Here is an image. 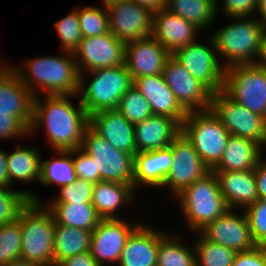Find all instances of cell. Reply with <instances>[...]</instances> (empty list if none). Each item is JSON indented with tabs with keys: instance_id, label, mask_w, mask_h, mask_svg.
<instances>
[{
	"instance_id": "cell-6",
	"label": "cell",
	"mask_w": 266,
	"mask_h": 266,
	"mask_svg": "<svg viewBox=\"0 0 266 266\" xmlns=\"http://www.w3.org/2000/svg\"><path fill=\"white\" fill-rule=\"evenodd\" d=\"M88 72V75L92 76L91 82L86 85L85 75L81 73L77 95L88 116L104 110L117 109L122 95L133 85L126 65L99 68Z\"/></svg>"
},
{
	"instance_id": "cell-35",
	"label": "cell",
	"mask_w": 266,
	"mask_h": 266,
	"mask_svg": "<svg viewBox=\"0 0 266 266\" xmlns=\"http://www.w3.org/2000/svg\"><path fill=\"white\" fill-rule=\"evenodd\" d=\"M197 242L194 243L196 252V266H232L237 252L212 243L199 234Z\"/></svg>"
},
{
	"instance_id": "cell-4",
	"label": "cell",
	"mask_w": 266,
	"mask_h": 266,
	"mask_svg": "<svg viewBox=\"0 0 266 266\" xmlns=\"http://www.w3.org/2000/svg\"><path fill=\"white\" fill-rule=\"evenodd\" d=\"M45 204L29 202L18 215L22 231L20 258L54 266L55 218Z\"/></svg>"
},
{
	"instance_id": "cell-14",
	"label": "cell",
	"mask_w": 266,
	"mask_h": 266,
	"mask_svg": "<svg viewBox=\"0 0 266 266\" xmlns=\"http://www.w3.org/2000/svg\"><path fill=\"white\" fill-rule=\"evenodd\" d=\"M125 46L111 32L95 37H82L73 53L80 74L99 68L122 66L125 64Z\"/></svg>"
},
{
	"instance_id": "cell-10",
	"label": "cell",
	"mask_w": 266,
	"mask_h": 266,
	"mask_svg": "<svg viewBox=\"0 0 266 266\" xmlns=\"http://www.w3.org/2000/svg\"><path fill=\"white\" fill-rule=\"evenodd\" d=\"M196 41L176 50L171 55L211 93L223 91L226 68L223 65L220 66L217 60L215 53L218 55V52L212 37L208 39L209 46Z\"/></svg>"
},
{
	"instance_id": "cell-1",
	"label": "cell",
	"mask_w": 266,
	"mask_h": 266,
	"mask_svg": "<svg viewBox=\"0 0 266 266\" xmlns=\"http://www.w3.org/2000/svg\"><path fill=\"white\" fill-rule=\"evenodd\" d=\"M75 96H46L45 103L39 96L34 97L29 134L33 136L34 131H39L38 128L43 125L47 142L54 151L81 148L85 129L89 126V116L80 101L78 107L71 103V98Z\"/></svg>"
},
{
	"instance_id": "cell-38",
	"label": "cell",
	"mask_w": 266,
	"mask_h": 266,
	"mask_svg": "<svg viewBox=\"0 0 266 266\" xmlns=\"http://www.w3.org/2000/svg\"><path fill=\"white\" fill-rule=\"evenodd\" d=\"M117 110L134 125L153 115L149 102L133 85L122 95Z\"/></svg>"
},
{
	"instance_id": "cell-16",
	"label": "cell",
	"mask_w": 266,
	"mask_h": 266,
	"mask_svg": "<svg viewBox=\"0 0 266 266\" xmlns=\"http://www.w3.org/2000/svg\"><path fill=\"white\" fill-rule=\"evenodd\" d=\"M239 216L234 209L208 223L200 233L206 240L223 245L237 253L248 251L257 246L253 240L246 214Z\"/></svg>"
},
{
	"instance_id": "cell-37",
	"label": "cell",
	"mask_w": 266,
	"mask_h": 266,
	"mask_svg": "<svg viewBox=\"0 0 266 266\" xmlns=\"http://www.w3.org/2000/svg\"><path fill=\"white\" fill-rule=\"evenodd\" d=\"M22 231L19 218L0 225V266L20 259Z\"/></svg>"
},
{
	"instance_id": "cell-46",
	"label": "cell",
	"mask_w": 266,
	"mask_h": 266,
	"mask_svg": "<svg viewBox=\"0 0 266 266\" xmlns=\"http://www.w3.org/2000/svg\"><path fill=\"white\" fill-rule=\"evenodd\" d=\"M232 266H266V253L257 245L251 250L237 253Z\"/></svg>"
},
{
	"instance_id": "cell-39",
	"label": "cell",
	"mask_w": 266,
	"mask_h": 266,
	"mask_svg": "<svg viewBox=\"0 0 266 266\" xmlns=\"http://www.w3.org/2000/svg\"><path fill=\"white\" fill-rule=\"evenodd\" d=\"M102 8L96 6L81 8L78 6V19L82 37H95L110 32L106 5H103Z\"/></svg>"
},
{
	"instance_id": "cell-31",
	"label": "cell",
	"mask_w": 266,
	"mask_h": 266,
	"mask_svg": "<svg viewBox=\"0 0 266 266\" xmlns=\"http://www.w3.org/2000/svg\"><path fill=\"white\" fill-rule=\"evenodd\" d=\"M17 145L15 150L7 153V172L12 184L14 180L40 181L41 155L35 148Z\"/></svg>"
},
{
	"instance_id": "cell-43",
	"label": "cell",
	"mask_w": 266,
	"mask_h": 266,
	"mask_svg": "<svg viewBox=\"0 0 266 266\" xmlns=\"http://www.w3.org/2000/svg\"><path fill=\"white\" fill-rule=\"evenodd\" d=\"M72 156H77L75 158L73 157V164L79 179L94 184L101 182L100 175H96V165L93 158L81 148L73 149Z\"/></svg>"
},
{
	"instance_id": "cell-5",
	"label": "cell",
	"mask_w": 266,
	"mask_h": 266,
	"mask_svg": "<svg viewBox=\"0 0 266 266\" xmlns=\"http://www.w3.org/2000/svg\"><path fill=\"white\" fill-rule=\"evenodd\" d=\"M191 232H199L230 208L220 191L213 170L193 182L177 196Z\"/></svg>"
},
{
	"instance_id": "cell-17",
	"label": "cell",
	"mask_w": 266,
	"mask_h": 266,
	"mask_svg": "<svg viewBox=\"0 0 266 266\" xmlns=\"http://www.w3.org/2000/svg\"><path fill=\"white\" fill-rule=\"evenodd\" d=\"M139 222H127L119 218L101 219L92 231L90 252L97 263H117L120 260L125 242Z\"/></svg>"
},
{
	"instance_id": "cell-50",
	"label": "cell",
	"mask_w": 266,
	"mask_h": 266,
	"mask_svg": "<svg viewBox=\"0 0 266 266\" xmlns=\"http://www.w3.org/2000/svg\"><path fill=\"white\" fill-rule=\"evenodd\" d=\"M7 166V152L0 149V187L10 188L13 185L10 183Z\"/></svg>"
},
{
	"instance_id": "cell-51",
	"label": "cell",
	"mask_w": 266,
	"mask_h": 266,
	"mask_svg": "<svg viewBox=\"0 0 266 266\" xmlns=\"http://www.w3.org/2000/svg\"><path fill=\"white\" fill-rule=\"evenodd\" d=\"M257 64L266 67V28L262 35L261 52Z\"/></svg>"
},
{
	"instance_id": "cell-29",
	"label": "cell",
	"mask_w": 266,
	"mask_h": 266,
	"mask_svg": "<svg viewBox=\"0 0 266 266\" xmlns=\"http://www.w3.org/2000/svg\"><path fill=\"white\" fill-rule=\"evenodd\" d=\"M49 203L55 224L93 231L102 219L92 203Z\"/></svg>"
},
{
	"instance_id": "cell-12",
	"label": "cell",
	"mask_w": 266,
	"mask_h": 266,
	"mask_svg": "<svg viewBox=\"0 0 266 266\" xmlns=\"http://www.w3.org/2000/svg\"><path fill=\"white\" fill-rule=\"evenodd\" d=\"M169 146L172 149L173 162L162 188L168 187L175 197L211 170L202 161L192 142L182 131Z\"/></svg>"
},
{
	"instance_id": "cell-7",
	"label": "cell",
	"mask_w": 266,
	"mask_h": 266,
	"mask_svg": "<svg viewBox=\"0 0 266 266\" xmlns=\"http://www.w3.org/2000/svg\"><path fill=\"white\" fill-rule=\"evenodd\" d=\"M181 131L192 142L202 161L213 170L221 161L230 133L212 109L188 112Z\"/></svg>"
},
{
	"instance_id": "cell-24",
	"label": "cell",
	"mask_w": 266,
	"mask_h": 266,
	"mask_svg": "<svg viewBox=\"0 0 266 266\" xmlns=\"http://www.w3.org/2000/svg\"><path fill=\"white\" fill-rule=\"evenodd\" d=\"M172 149L170 146L153 151L137 152L134 155L133 188L139 186L163 187L171 169Z\"/></svg>"
},
{
	"instance_id": "cell-19",
	"label": "cell",
	"mask_w": 266,
	"mask_h": 266,
	"mask_svg": "<svg viewBox=\"0 0 266 266\" xmlns=\"http://www.w3.org/2000/svg\"><path fill=\"white\" fill-rule=\"evenodd\" d=\"M170 56L154 36L129 42L125 46V65L132 80L163 74L165 63Z\"/></svg>"
},
{
	"instance_id": "cell-30",
	"label": "cell",
	"mask_w": 266,
	"mask_h": 266,
	"mask_svg": "<svg viewBox=\"0 0 266 266\" xmlns=\"http://www.w3.org/2000/svg\"><path fill=\"white\" fill-rule=\"evenodd\" d=\"M92 231L55 224L54 266L64 259L90 251Z\"/></svg>"
},
{
	"instance_id": "cell-18",
	"label": "cell",
	"mask_w": 266,
	"mask_h": 266,
	"mask_svg": "<svg viewBox=\"0 0 266 266\" xmlns=\"http://www.w3.org/2000/svg\"><path fill=\"white\" fill-rule=\"evenodd\" d=\"M33 103L31 90L22 83L10 63H0V114L17 117L29 129L33 121Z\"/></svg>"
},
{
	"instance_id": "cell-23",
	"label": "cell",
	"mask_w": 266,
	"mask_h": 266,
	"mask_svg": "<svg viewBox=\"0 0 266 266\" xmlns=\"http://www.w3.org/2000/svg\"><path fill=\"white\" fill-rule=\"evenodd\" d=\"M200 29L167 9L153 14L152 36L170 53L194 42Z\"/></svg>"
},
{
	"instance_id": "cell-20",
	"label": "cell",
	"mask_w": 266,
	"mask_h": 266,
	"mask_svg": "<svg viewBox=\"0 0 266 266\" xmlns=\"http://www.w3.org/2000/svg\"><path fill=\"white\" fill-rule=\"evenodd\" d=\"M89 126L116 149L133 157L137 153L134 124L130 123L117 109L90 115Z\"/></svg>"
},
{
	"instance_id": "cell-47",
	"label": "cell",
	"mask_w": 266,
	"mask_h": 266,
	"mask_svg": "<svg viewBox=\"0 0 266 266\" xmlns=\"http://www.w3.org/2000/svg\"><path fill=\"white\" fill-rule=\"evenodd\" d=\"M57 266H101L97 263L90 251L68 257Z\"/></svg>"
},
{
	"instance_id": "cell-40",
	"label": "cell",
	"mask_w": 266,
	"mask_h": 266,
	"mask_svg": "<svg viewBox=\"0 0 266 266\" xmlns=\"http://www.w3.org/2000/svg\"><path fill=\"white\" fill-rule=\"evenodd\" d=\"M60 36V49L62 51L74 53L82 40V32L78 19V7L60 19L54 25Z\"/></svg>"
},
{
	"instance_id": "cell-26",
	"label": "cell",
	"mask_w": 266,
	"mask_h": 266,
	"mask_svg": "<svg viewBox=\"0 0 266 266\" xmlns=\"http://www.w3.org/2000/svg\"><path fill=\"white\" fill-rule=\"evenodd\" d=\"M221 193L230 209L247 208L258 200L254 169L248 171H214Z\"/></svg>"
},
{
	"instance_id": "cell-44",
	"label": "cell",
	"mask_w": 266,
	"mask_h": 266,
	"mask_svg": "<svg viewBox=\"0 0 266 266\" xmlns=\"http://www.w3.org/2000/svg\"><path fill=\"white\" fill-rule=\"evenodd\" d=\"M258 0H224L222 7H220L217 0V12L219 8H223L226 16L229 17H244L252 16L251 14L256 11Z\"/></svg>"
},
{
	"instance_id": "cell-32",
	"label": "cell",
	"mask_w": 266,
	"mask_h": 266,
	"mask_svg": "<svg viewBox=\"0 0 266 266\" xmlns=\"http://www.w3.org/2000/svg\"><path fill=\"white\" fill-rule=\"evenodd\" d=\"M166 9L200 30L207 29L217 15V0H167Z\"/></svg>"
},
{
	"instance_id": "cell-53",
	"label": "cell",
	"mask_w": 266,
	"mask_h": 266,
	"mask_svg": "<svg viewBox=\"0 0 266 266\" xmlns=\"http://www.w3.org/2000/svg\"><path fill=\"white\" fill-rule=\"evenodd\" d=\"M4 266H40V265L20 258Z\"/></svg>"
},
{
	"instance_id": "cell-15",
	"label": "cell",
	"mask_w": 266,
	"mask_h": 266,
	"mask_svg": "<svg viewBox=\"0 0 266 266\" xmlns=\"http://www.w3.org/2000/svg\"><path fill=\"white\" fill-rule=\"evenodd\" d=\"M163 76L176 100L187 113L211 108L212 93L172 55L165 63Z\"/></svg>"
},
{
	"instance_id": "cell-36",
	"label": "cell",
	"mask_w": 266,
	"mask_h": 266,
	"mask_svg": "<svg viewBox=\"0 0 266 266\" xmlns=\"http://www.w3.org/2000/svg\"><path fill=\"white\" fill-rule=\"evenodd\" d=\"M34 193L27 190H11L0 187V225L12 222L18 218L21 210L29 203H43Z\"/></svg>"
},
{
	"instance_id": "cell-3",
	"label": "cell",
	"mask_w": 266,
	"mask_h": 266,
	"mask_svg": "<svg viewBox=\"0 0 266 266\" xmlns=\"http://www.w3.org/2000/svg\"><path fill=\"white\" fill-rule=\"evenodd\" d=\"M230 18L236 22L220 28L211 35L217 52L226 60L223 66L227 68L239 64H256L266 27L255 17Z\"/></svg>"
},
{
	"instance_id": "cell-27",
	"label": "cell",
	"mask_w": 266,
	"mask_h": 266,
	"mask_svg": "<svg viewBox=\"0 0 266 266\" xmlns=\"http://www.w3.org/2000/svg\"><path fill=\"white\" fill-rule=\"evenodd\" d=\"M262 146L250 139L230 135L223 157L213 171H248L262 159ZM262 154V155H261Z\"/></svg>"
},
{
	"instance_id": "cell-2",
	"label": "cell",
	"mask_w": 266,
	"mask_h": 266,
	"mask_svg": "<svg viewBox=\"0 0 266 266\" xmlns=\"http://www.w3.org/2000/svg\"><path fill=\"white\" fill-rule=\"evenodd\" d=\"M62 52V56L57 54L25 60L21 70L15 68L16 65L10 66L34 97L40 96L42 91L45 96L78 95L80 72L77 62L73 53Z\"/></svg>"
},
{
	"instance_id": "cell-34",
	"label": "cell",
	"mask_w": 266,
	"mask_h": 266,
	"mask_svg": "<svg viewBox=\"0 0 266 266\" xmlns=\"http://www.w3.org/2000/svg\"><path fill=\"white\" fill-rule=\"evenodd\" d=\"M182 236L167 233L159 242L157 265L159 266H196L194 245L188 247ZM181 238V239H180Z\"/></svg>"
},
{
	"instance_id": "cell-25",
	"label": "cell",
	"mask_w": 266,
	"mask_h": 266,
	"mask_svg": "<svg viewBox=\"0 0 266 266\" xmlns=\"http://www.w3.org/2000/svg\"><path fill=\"white\" fill-rule=\"evenodd\" d=\"M137 152L153 151L168 147L181 132V125L163 115H151L134 125Z\"/></svg>"
},
{
	"instance_id": "cell-9",
	"label": "cell",
	"mask_w": 266,
	"mask_h": 266,
	"mask_svg": "<svg viewBox=\"0 0 266 266\" xmlns=\"http://www.w3.org/2000/svg\"><path fill=\"white\" fill-rule=\"evenodd\" d=\"M81 149L93 158L101 181L133 185L134 157L116 149L90 126L85 129Z\"/></svg>"
},
{
	"instance_id": "cell-28",
	"label": "cell",
	"mask_w": 266,
	"mask_h": 266,
	"mask_svg": "<svg viewBox=\"0 0 266 266\" xmlns=\"http://www.w3.org/2000/svg\"><path fill=\"white\" fill-rule=\"evenodd\" d=\"M133 185L101 181L94 185L91 203L102 219L118 218L119 207L133 201ZM116 214V215H115Z\"/></svg>"
},
{
	"instance_id": "cell-48",
	"label": "cell",
	"mask_w": 266,
	"mask_h": 266,
	"mask_svg": "<svg viewBox=\"0 0 266 266\" xmlns=\"http://www.w3.org/2000/svg\"><path fill=\"white\" fill-rule=\"evenodd\" d=\"M255 178L257 183L258 199H266V162L259 161L258 165L254 168Z\"/></svg>"
},
{
	"instance_id": "cell-8",
	"label": "cell",
	"mask_w": 266,
	"mask_h": 266,
	"mask_svg": "<svg viewBox=\"0 0 266 266\" xmlns=\"http://www.w3.org/2000/svg\"><path fill=\"white\" fill-rule=\"evenodd\" d=\"M223 92L236 103L263 117L266 111V67L257 63L227 67Z\"/></svg>"
},
{
	"instance_id": "cell-42",
	"label": "cell",
	"mask_w": 266,
	"mask_h": 266,
	"mask_svg": "<svg viewBox=\"0 0 266 266\" xmlns=\"http://www.w3.org/2000/svg\"><path fill=\"white\" fill-rule=\"evenodd\" d=\"M253 240L259 245L266 238V199H258L244 209Z\"/></svg>"
},
{
	"instance_id": "cell-21",
	"label": "cell",
	"mask_w": 266,
	"mask_h": 266,
	"mask_svg": "<svg viewBox=\"0 0 266 266\" xmlns=\"http://www.w3.org/2000/svg\"><path fill=\"white\" fill-rule=\"evenodd\" d=\"M158 231L140 223L127 238L118 265L156 266L159 242L167 234Z\"/></svg>"
},
{
	"instance_id": "cell-49",
	"label": "cell",
	"mask_w": 266,
	"mask_h": 266,
	"mask_svg": "<svg viewBox=\"0 0 266 266\" xmlns=\"http://www.w3.org/2000/svg\"><path fill=\"white\" fill-rule=\"evenodd\" d=\"M137 5L148 9L151 13H157L166 9L167 0H132Z\"/></svg>"
},
{
	"instance_id": "cell-33",
	"label": "cell",
	"mask_w": 266,
	"mask_h": 266,
	"mask_svg": "<svg viewBox=\"0 0 266 266\" xmlns=\"http://www.w3.org/2000/svg\"><path fill=\"white\" fill-rule=\"evenodd\" d=\"M58 158L43 161L41 156L40 183L59 188L75 182L78 177L73 164L72 150H55Z\"/></svg>"
},
{
	"instance_id": "cell-45",
	"label": "cell",
	"mask_w": 266,
	"mask_h": 266,
	"mask_svg": "<svg viewBox=\"0 0 266 266\" xmlns=\"http://www.w3.org/2000/svg\"><path fill=\"white\" fill-rule=\"evenodd\" d=\"M29 129L17 118L0 114V139L29 137Z\"/></svg>"
},
{
	"instance_id": "cell-54",
	"label": "cell",
	"mask_w": 266,
	"mask_h": 266,
	"mask_svg": "<svg viewBox=\"0 0 266 266\" xmlns=\"http://www.w3.org/2000/svg\"><path fill=\"white\" fill-rule=\"evenodd\" d=\"M258 246L266 253V238Z\"/></svg>"
},
{
	"instance_id": "cell-13",
	"label": "cell",
	"mask_w": 266,
	"mask_h": 266,
	"mask_svg": "<svg viewBox=\"0 0 266 266\" xmlns=\"http://www.w3.org/2000/svg\"><path fill=\"white\" fill-rule=\"evenodd\" d=\"M109 29L125 44L152 36L153 13L132 0H116L106 5Z\"/></svg>"
},
{
	"instance_id": "cell-11",
	"label": "cell",
	"mask_w": 266,
	"mask_h": 266,
	"mask_svg": "<svg viewBox=\"0 0 266 266\" xmlns=\"http://www.w3.org/2000/svg\"><path fill=\"white\" fill-rule=\"evenodd\" d=\"M211 109L231 135L250 139L266 147L262 116L236 103L223 91L212 93Z\"/></svg>"
},
{
	"instance_id": "cell-52",
	"label": "cell",
	"mask_w": 266,
	"mask_h": 266,
	"mask_svg": "<svg viewBox=\"0 0 266 266\" xmlns=\"http://www.w3.org/2000/svg\"><path fill=\"white\" fill-rule=\"evenodd\" d=\"M256 10L260 13L258 20L266 27V0H258Z\"/></svg>"
},
{
	"instance_id": "cell-56",
	"label": "cell",
	"mask_w": 266,
	"mask_h": 266,
	"mask_svg": "<svg viewBox=\"0 0 266 266\" xmlns=\"http://www.w3.org/2000/svg\"><path fill=\"white\" fill-rule=\"evenodd\" d=\"M263 121H264V127H265V129H266V111H265V114H264V116H263Z\"/></svg>"
},
{
	"instance_id": "cell-55",
	"label": "cell",
	"mask_w": 266,
	"mask_h": 266,
	"mask_svg": "<svg viewBox=\"0 0 266 266\" xmlns=\"http://www.w3.org/2000/svg\"><path fill=\"white\" fill-rule=\"evenodd\" d=\"M113 1H116V0H103V5H107L108 3L110 2H113Z\"/></svg>"
},
{
	"instance_id": "cell-41",
	"label": "cell",
	"mask_w": 266,
	"mask_h": 266,
	"mask_svg": "<svg viewBox=\"0 0 266 266\" xmlns=\"http://www.w3.org/2000/svg\"><path fill=\"white\" fill-rule=\"evenodd\" d=\"M94 183L77 179L60 187V192L51 203H91Z\"/></svg>"
},
{
	"instance_id": "cell-22",
	"label": "cell",
	"mask_w": 266,
	"mask_h": 266,
	"mask_svg": "<svg viewBox=\"0 0 266 266\" xmlns=\"http://www.w3.org/2000/svg\"><path fill=\"white\" fill-rule=\"evenodd\" d=\"M133 86L147 99L154 115L170 117L182 125L187 112L176 100L163 74L137 77Z\"/></svg>"
}]
</instances>
